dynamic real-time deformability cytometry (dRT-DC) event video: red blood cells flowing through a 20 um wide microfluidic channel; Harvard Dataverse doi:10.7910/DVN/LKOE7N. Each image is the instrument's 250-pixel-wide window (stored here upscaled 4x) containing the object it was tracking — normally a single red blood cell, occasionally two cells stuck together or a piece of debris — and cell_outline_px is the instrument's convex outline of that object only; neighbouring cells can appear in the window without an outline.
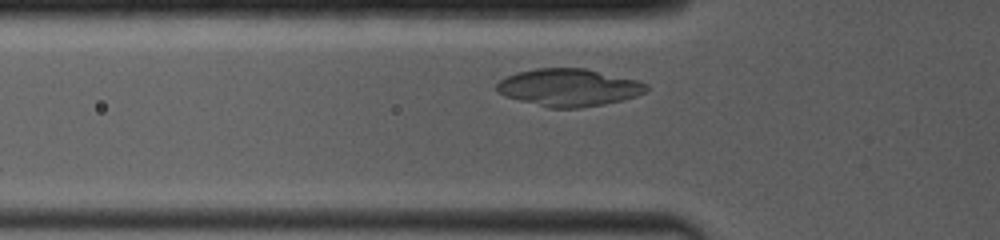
{"species": "common noctule bat (a hibernating species)", "species_latin": "Nyctalus noctula", "temperature_condition": "room temperature", "stored_images_in_passage": 16, "camera_frame_rate_fps": 4000, "um_per_image_px": 0.085, "animal": {"sex": "female", "body_mass_g": 19.0, "forearm_length_mm": 53.3}, "frame": {"image": 1, "passage_image": 2, "time_ms": 0.25, "image_size_px": [1000, 240], "cell_outline_px": [[648, 88], [644, 92], [636, 96], [604, 104], [580, 108], [548, 108], [504, 96], [496, 92], [496, 84], [500, 80], [516, 72], [536, 68], [584, 68], [636, 80], [648, 84]], "centroid_in_image_um": [48.3, 7.44], "position_along_channel_um": 77.5, "area_um2": 32.6}}
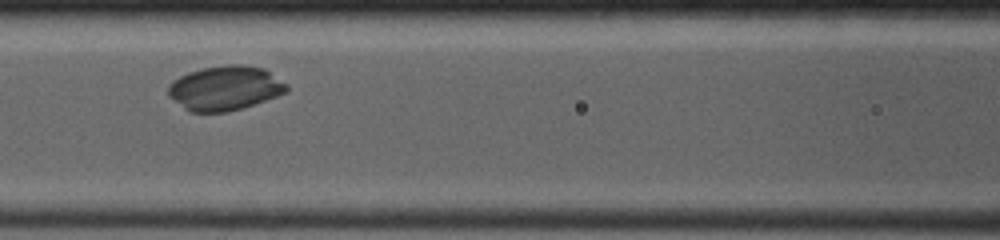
{"frame": {"image": 2, "passage_image": 9, "time_ms": 2.0, "image_size_px": [1000, 240], "cell_outline_px": [[288, 92], [228, 112], [188, 112], [168, 96], [168, 84], [172, 80], [188, 72], [204, 68], [224, 64], [240, 64], [264, 68], [288, 84]], "centroid_in_image_um": [19.1, 7.48], "position_along_channel_um": 147.5, "area_um2": 30.81}}
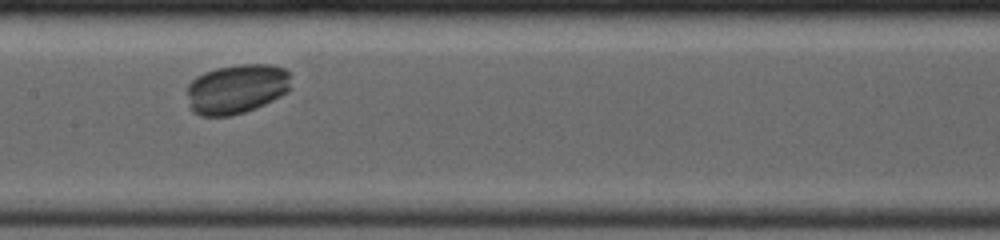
{"frame": {"image": 3, "passage_image": 15, "time_ms": 3.0, "image_size_px": [1000, 240], "cell_outline_px": [[288, 92], [256, 108], [244, 112], [228, 116], [200, 116], [192, 112], [188, 108], [188, 84], [196, 76], [204, 72], [216, 68], [240, 64], [272, 64], [284, 68], [288, 72]], "centroid_in_image_um": [20.06, 7.56], "position_along_channel_um": 187.3, "area_um2": 30.11}}